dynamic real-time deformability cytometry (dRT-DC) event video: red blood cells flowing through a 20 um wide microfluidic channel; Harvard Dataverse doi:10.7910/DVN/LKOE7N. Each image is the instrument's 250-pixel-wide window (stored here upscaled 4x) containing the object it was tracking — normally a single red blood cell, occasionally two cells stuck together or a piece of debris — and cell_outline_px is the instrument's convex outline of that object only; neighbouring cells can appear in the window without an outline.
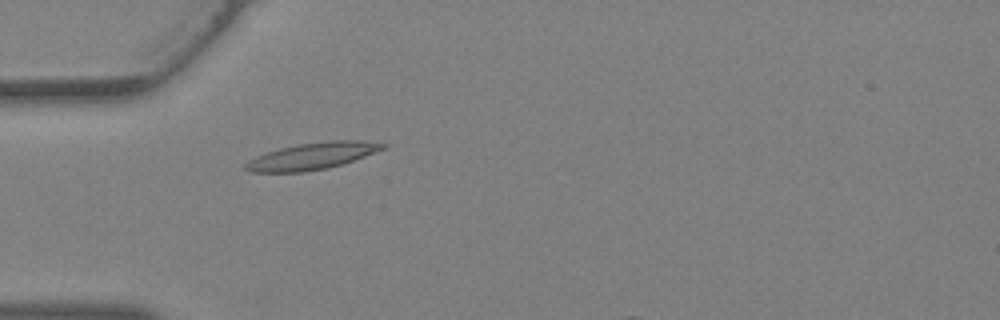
{"species": "Egyptian fruit bat (a non-hibernating species)", "species_latin": "Rousettus aegyptiacus", "temperature_condition": "warm", "stored_images_in_passage": 4, "camera_frame_rate_fps": 3000, "um_per_image_px": 0.085, "animal": {"sex": "female"}, "frame": {"image": 1, "passage_image": 1, "time_ms": 0.0, "image_size_px": [1000, 320], "cell_outline_px": [[388, 144], [384, 148], [364, 156], [328, 168], [304, 172], [252, 172], [244, 168], [244, 164], [248, 160], [256, 156], [280, 148], [300, 144], [332, 140], [356, 140]], "centroid_in_image_um": [26.49, 13.27], "position_along_channel_um": 58.5, "area_um2": 21.04}}